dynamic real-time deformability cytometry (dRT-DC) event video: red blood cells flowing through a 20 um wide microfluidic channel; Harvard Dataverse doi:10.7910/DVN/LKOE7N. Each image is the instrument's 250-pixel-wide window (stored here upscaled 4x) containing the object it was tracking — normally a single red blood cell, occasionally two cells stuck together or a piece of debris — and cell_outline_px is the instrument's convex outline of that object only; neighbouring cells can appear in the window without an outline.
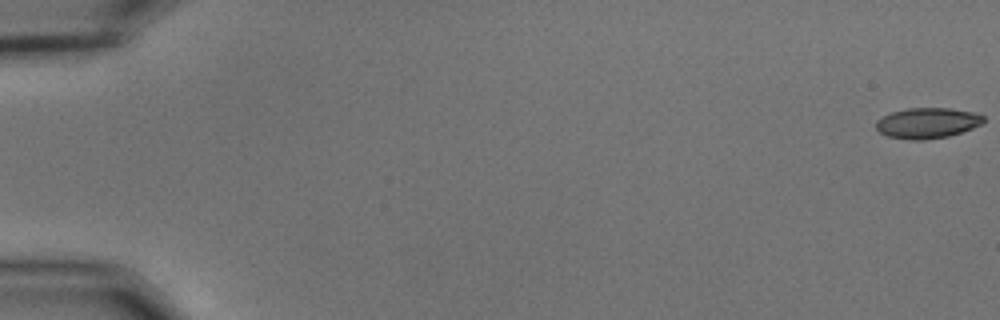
{"species": "common noctule bat (a hibernating species)", "species_latin": "Nyctalus noctula", "temperature_condition": "cold", "stored_images_in_passage": 56, "camera_frame_rate_fps": 3000, "um_per_image_px": 0.085, "animal": {"sex": "male", "body_mass_g": 15.6}, "frame": {"image": 1, "passage_image": 1, "time_ms": 0.0, "image_size_px": [1000, 320], "cell_outline_px": [[984, 120], [980, 124], [972, 128], [948, 136], [924, 140], [912, 140], [888, 136], [880, 132], [876, 128], [876, 120], [892, 112], [908, 108], [948, 108], [976, 112], [984, 116]], "centroid_in_image_um": [78.82, 10.45], "position_along_channel_um": 6.2, "area_um2": 19.02}}
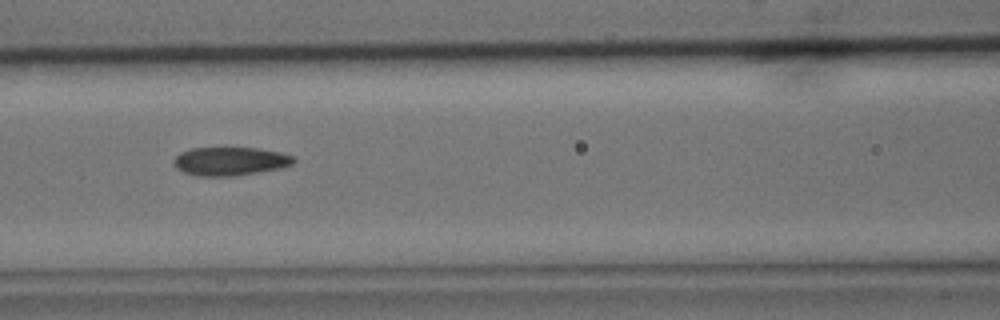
{"frame": {"image": 2, "passage_image": 26, "time_ms": 8.333, "image_size_px": [1000, 320], "cell_outline_px": [[296, 160], [292, 164], [280, 168], [232, 176], [196, 176], [184, 172], [176, 168], [172, 164], [172, 160], [180, 152], [192, 148], [224, 144], [256, 148], [280, 152], [292, 156]], "centroid_in_image_um": [19.49, 13.65], "position_along_channel_um": 147.1, "area_um2": 20.75}}
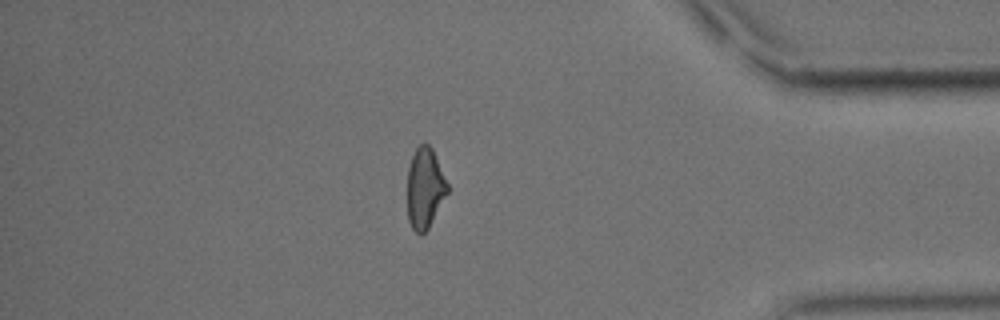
{"frame": {"image": 3, "passage_image": 49, "time_ms": 16.0, "image_size_px": [1000, 320], "cell_outline_px": [[448, 192], [428, 228], [420, 236], [412, 228], [408, 220], [408, 168], [412, 156], [416, 148], [420, 144], [428, 144], [432, 148], [448, 184]], "centroid_in_image_um": [36.11, 16.0], "position_along_channel_um": 399.1, "area_um2": 18.61}, "authors_computed_cell_mechanics": {"area_um2": 19.8832, "velocity_mm_per_s": 3.6634, "shape_relaxation_time_tau1_ms": 7.5231, "shape_relaxation_time_tau2_ms": 2.9218, "deformation_change_tau1": 0.1608, "deformation_change_tau2": 0.0927}}